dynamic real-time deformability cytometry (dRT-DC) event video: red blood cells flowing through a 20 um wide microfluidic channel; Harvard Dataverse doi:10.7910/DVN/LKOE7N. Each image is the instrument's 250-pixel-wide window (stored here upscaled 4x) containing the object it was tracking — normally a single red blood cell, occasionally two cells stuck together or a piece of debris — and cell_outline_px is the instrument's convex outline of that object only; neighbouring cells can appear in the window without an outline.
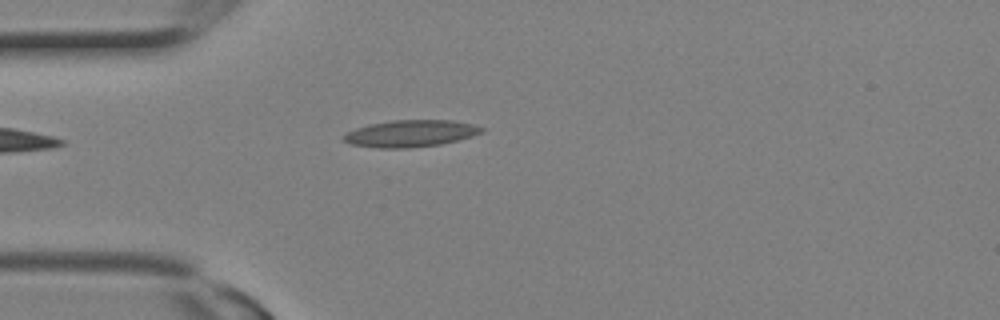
{"species": "Egyptian fruit bat (a non-hibernating species)", "species_latin": "Rousettus aegyptiacus", "temperature_condition": "room temperature", "stored_images_in_passage": 2, "camera_frame_rate_fps": 3000, "um_per_image_px": 0.085, "animal": {"sex": "female"}, "frame": {"image": 1, "passage_image": 2, "time_ms": 0.333, "image_size_px": [1000, 320], "cell_outline_px": [[488, 128], [484, 132], [472, 136], [440, 144], [408, 148], [376, 148], [352, 144], [344, 140], [340, 136], [356, 128], [368, 124], [392, 120], [452, 120], [472, 124]], "centroid_in_image_um": [34.91, 11.34], "position_along_channel_um": 50.1, "area_um2": 21.68}}